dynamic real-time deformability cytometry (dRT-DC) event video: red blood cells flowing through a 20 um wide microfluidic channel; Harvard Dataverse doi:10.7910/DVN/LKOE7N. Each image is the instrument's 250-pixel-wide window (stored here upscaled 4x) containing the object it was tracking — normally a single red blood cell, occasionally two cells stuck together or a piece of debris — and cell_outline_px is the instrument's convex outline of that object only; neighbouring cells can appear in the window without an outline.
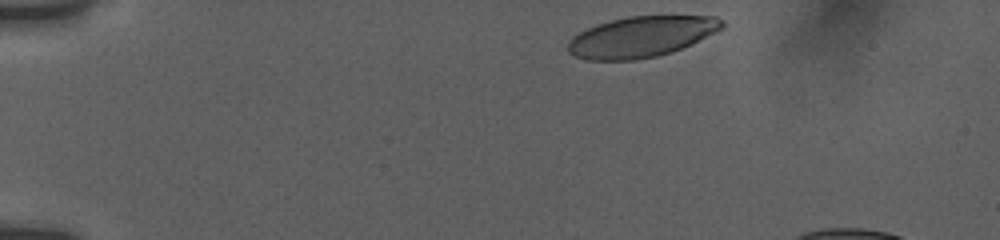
{"species": "human", "species_latin": "Homo sapiens", "temperature_condition": "room temperature", "stored_images_in_passage": 16, "camera_frame_rate_fps": 3000, "um_per_image_px": 0.085, "donor": {"sex": "female"}, "frame": {"image": 1, "passage_image": 1, "time_ms": 0.0, "image_size_px": [1000, 240], "cell_outline_px": [[724, 28], [692, 44], [672, 52], [656, 56], [636, 60], [588, 60], [572, 56], [568, 52], [568, 40], [572, 36], [596, 24], [628, 16], [716, 16], [724, 20]], "centroid_in_image_um": [54.51, 3.13], "position_along_channel_um": 30.5, "area_um2": 36.82}}
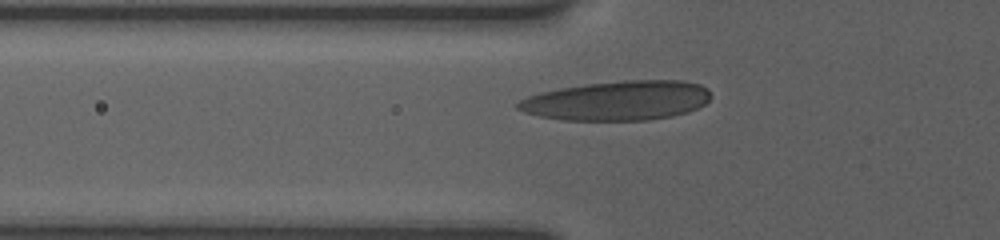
{"frame": {"image": 2, "passage_image": 12, "time_ms": 3.333, "image_size_px": [1000, 240], "cell_outline_px": [[712, 96], [704, 104], [688, 112], [672, 116], [648, 120], [560, 120], [540, 116], [524, 112], [516, 108], [516, 104], [520, 100], [528, 96], [540, 92], [560, 88], [588, 84], [624, 80], [684, 80], [700, 84], [708, 88]], "centroid_in_image_um": [52.5, 8.55], "position_along_channel_um": 73.3, "area_um2": 44.51}}
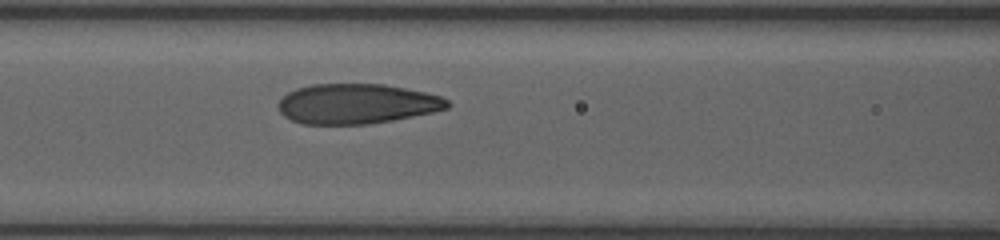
{"frame": {"image": 3, "passage_image": 16, "time_ms": 5.0, "image_size_px": [1000, 240], "cell_outline_px": [[452, 104], [448, 108], [432, 112], [392, 120], [368, 124], [300, 124], [284, 116], [280, 112], [276, 104], [288, 92], [296, 88], [312, 84], [384, 84], [424, 92], [440, 96], [448, 100]], "centroid_in_image_um": [30.3, 8.82], "position_along_channel_um": 136.3, "area_um2": 39.42}}